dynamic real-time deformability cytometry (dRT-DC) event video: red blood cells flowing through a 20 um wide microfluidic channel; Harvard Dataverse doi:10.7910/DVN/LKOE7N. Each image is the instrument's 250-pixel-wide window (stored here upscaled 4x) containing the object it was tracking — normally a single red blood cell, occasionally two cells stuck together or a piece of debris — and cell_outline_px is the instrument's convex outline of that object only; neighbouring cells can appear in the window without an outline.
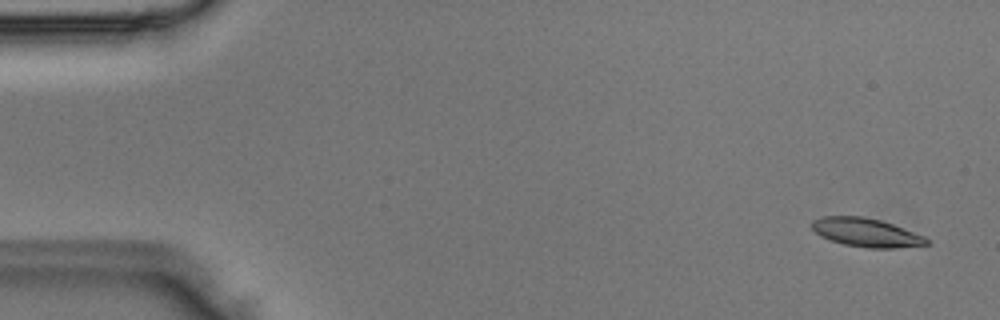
{"species": "Egyptian fruit bat (a non-hibernating species)", "species_latin": "Rousettus aegyptiacus", "temperature_condition": "room temperature", "stored_images_in_passage": 49, "camera_frame_rate_fps": 3000, "um_per_image_px": 0.085, "animal": {"sex": "male"}, "frame": {"image": 1, "passage_image": 3, "time_ms": 0.667, "image_size_px": [1000, 320], "cell_outline_px": [[932, 244], [896, 248], [868, 248], [844, 244], [820, 236], [812, 228], [812, 220], [824, 216], [864, 216], [880, 220], [892, 224], [924, 236], [932, 240]], "centroid_in_image_um": [73.67, 19.77], "position_along_channel_um": 11.3, "area_um2": 19.13}}
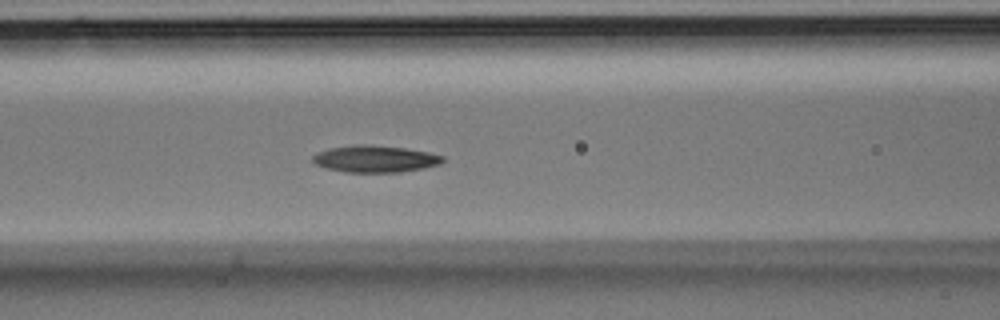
{"frame": {"image": 2, "passage_image": 21, "time_ms": 6.667, "image_size_px": [1000, 320], "cell_outline_px": [[444, 160], [440, 164], [424, 168], [400, 172], [344, 172], [328, 168], [316, 164], [312, 160], [312, 156], [316, 152], [328, 148], [356, 144], [372, 144], [404, 148], [428, 152], [444, 156]], "centroid_in_image_um": [31.87, 13.49], "position_along_channel_um": 134.7, "area_um2": 20.46}}
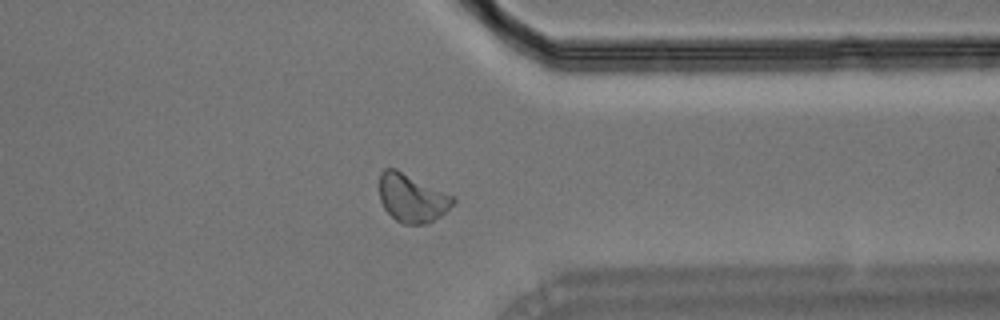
{"frame": {"image": 3, "passage_image": 39, "time_ms": 12.667, "image_size_px": [1000, 320], "cell_outline_px": [[456, 200], [440, 216], [428, 224], [404, 224], [396, 220], [384, 208], [380, 200], [380, 172], [384, 168], [396, 168], [456, 196]], "centroid_in_image_um": [35.03, 16.81], "position_along_channel_um": 376.4, "area_um2": 20.87}}